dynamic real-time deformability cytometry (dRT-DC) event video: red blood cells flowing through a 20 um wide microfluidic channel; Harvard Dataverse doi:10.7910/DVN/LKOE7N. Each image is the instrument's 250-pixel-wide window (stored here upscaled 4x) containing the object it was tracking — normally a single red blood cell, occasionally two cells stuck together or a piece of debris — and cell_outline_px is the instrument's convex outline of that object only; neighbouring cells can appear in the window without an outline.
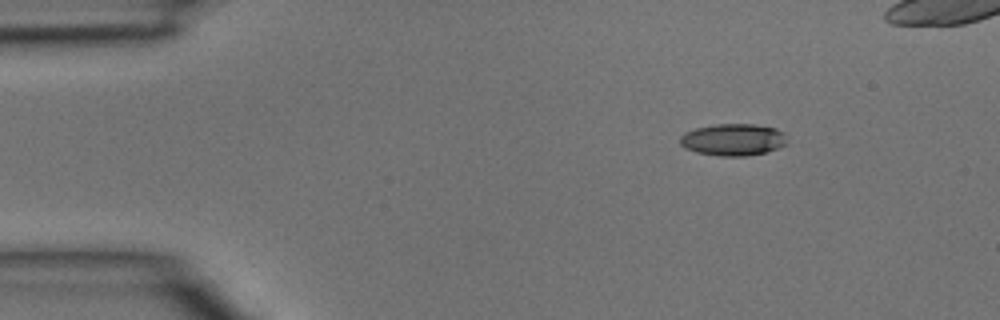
{"species": "common noctule bat (a hibernating species)", "species_latin": "Nyctalus noctula", "temperature_condition": "room temperature", "stored_images_in_passage": 4, "camera_frame_rate_fps": 3000, "um_per_image_px": 0.085, "animal": {"sex": "male", "body_mass_g": 15.6}, "frame": {"image": 1, "passage_image": 1, "time_ms": 0.0, "image_size_px": [1000, 320], "cell_outline_px": [[788, 144], [768, 152], [748, 156], [720, 156], [696, 152], [684, 148], [680, 144], [680, 136], [684, 132], [696, 128], [716, 124], [756, 124], [776, 128], [784, 132]], "centroid_in_image_um": [62.34, 11.87], "position_along_channel_um": 22.7, "area_um2": 20.23}}